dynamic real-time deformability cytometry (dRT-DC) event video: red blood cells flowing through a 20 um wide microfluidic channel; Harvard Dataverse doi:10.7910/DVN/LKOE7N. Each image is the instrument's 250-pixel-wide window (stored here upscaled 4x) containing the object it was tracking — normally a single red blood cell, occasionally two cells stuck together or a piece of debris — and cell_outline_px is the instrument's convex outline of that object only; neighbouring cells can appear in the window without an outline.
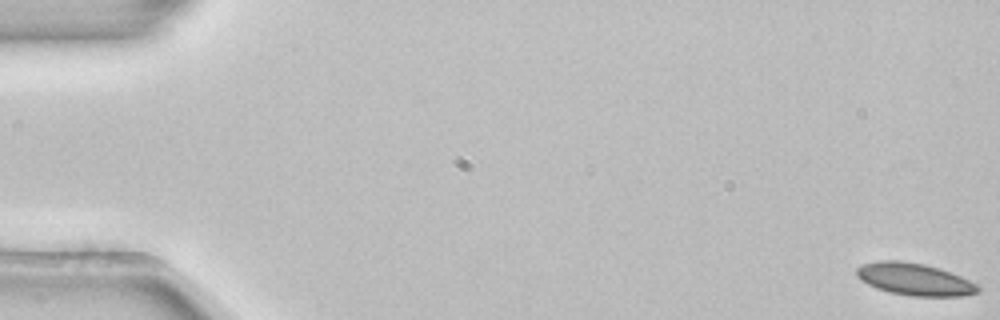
{"species": "common noctule bat (a hibernating species)", "species_latin": "Nyctalus noctula", "temperature_condition": "room temperature", "stored_images_in_passage": 54, "camera_frame_rate_fps": 3000, "um_per_image_px": 0.085, "animal": {"sex": "female", "body_mass_g": 22.7, "forearm_length_mm": 54.2}, "frame": {"image": 1, "passage_image": 1, "time_ms": 0.0, "image_size_px": [1000, 320], "cell_outline_px": [[980, 292], [960, 296], [912, 296], [888, 292], [876, 288], [860, 280], [856, 276], [856, 268], [864, 264], [876, 260], [900, 260], [924, 264], [940, 268], [960, 276], [976, 284], [980, 288]], "centroid_in_image_um": [77.7, 23.73], "position_along_channel_um": 7.3, "area_um2": 22.83}}
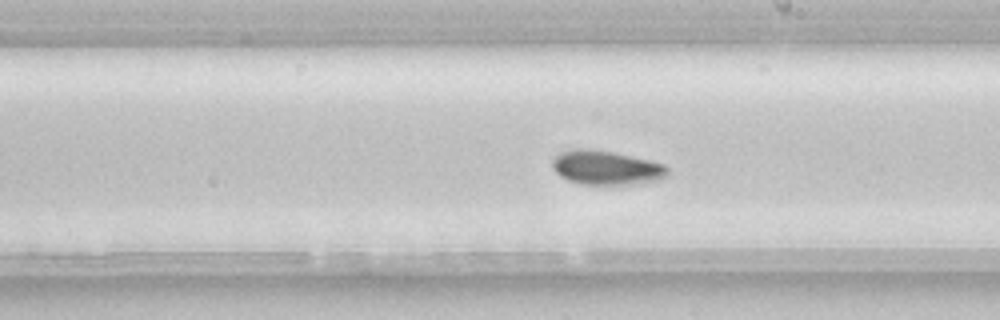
{"frame": {"image": 2, "passage_image": 31, "time_ms": 10.0, "image_size_px": [1000, 320], "cell_outline_px": [[668, 176], [660, 180], [632, 184], [580, 184], [568, 180], [560, 176], [552, 168], [552, 160], [560, 152], [572, 148], [580, 148], [612, 152], [648, 160], [664, 164], [668, 168]], "centroid_in_image_um": [51.52, 14.26], "position_along_channel_um": 237.5, "area_um2": 22.89}}
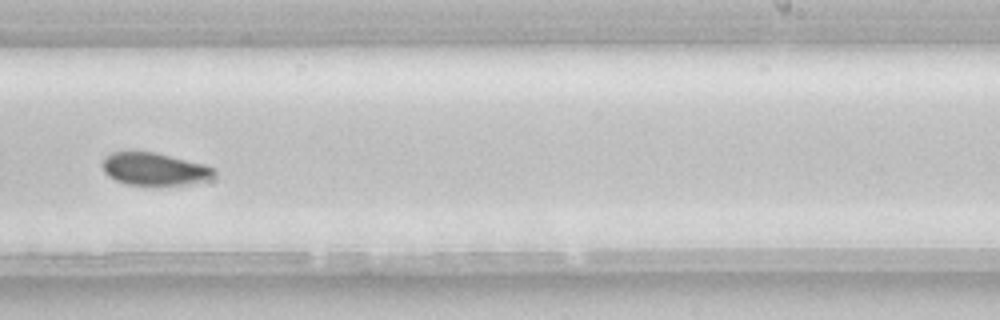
{"frame": {"image": 3, "passage_image": 34, "time_ms": 11.0, "image_size_px": [1000, 320], "cell_outline_px": [[216, 176], [212, 180], [188, 184], [156, 188], [152, 188], [128, 184], [116, 180], [108, 176], [104, 172], [104, 156], [112, 152], [156, 152], [204, 164], [216, 168]], "centroid_in_image_um": [13.21, 14.42], "position_along_channel_um": 275.8, "area_um2": 22.08}, "authors_computed_cell_mechanics": {"area_um2": 22.3397, "velocity_mm_per_s": 3.8713, "shape_relaxation_time_tau1_ms": 3.045, "shape_relaxation_time_tau2_ms": 6.4409, "deformation_change_tau1": 0.0858, "deformation_change_tau2": 0.0729}}